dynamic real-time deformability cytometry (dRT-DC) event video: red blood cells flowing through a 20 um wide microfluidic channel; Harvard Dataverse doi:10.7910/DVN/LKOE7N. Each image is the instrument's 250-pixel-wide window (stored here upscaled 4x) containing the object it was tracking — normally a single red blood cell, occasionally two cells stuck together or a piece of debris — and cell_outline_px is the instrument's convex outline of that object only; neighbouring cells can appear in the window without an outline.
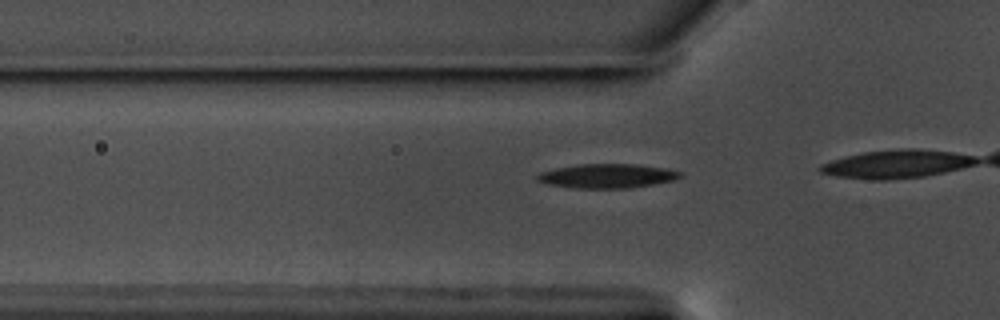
{"species": "common noctule bat (a hibernating species)", "species_latin": "Nyctalus noctula", "temperature_condition": "warm", "stored_images_in_passage": 9, "camera_frame_rate_fps": 3000, "um_per_image_px": 0.085, "animal": {"sex": "male", "body_mass_g": 17.5, "forearm_length_mm": 52.3}, "frame": {"image": 1, "passage_image": 8, "time_ms": 2.333, "image_size_px": [1000, 320], "cell_outline_px": [[680, 176], [672, 180], [632, 188], [572, 188], [548, 184], [536, 180], [536, 176], [540, 172], [556, 168], [580, 164], [640, 164], [668, 168], [680, 172]], "centroid_in_image_um": [51.58, 14.95], "position_along_channel_um": 74.2, "area_um2": 20.11}}